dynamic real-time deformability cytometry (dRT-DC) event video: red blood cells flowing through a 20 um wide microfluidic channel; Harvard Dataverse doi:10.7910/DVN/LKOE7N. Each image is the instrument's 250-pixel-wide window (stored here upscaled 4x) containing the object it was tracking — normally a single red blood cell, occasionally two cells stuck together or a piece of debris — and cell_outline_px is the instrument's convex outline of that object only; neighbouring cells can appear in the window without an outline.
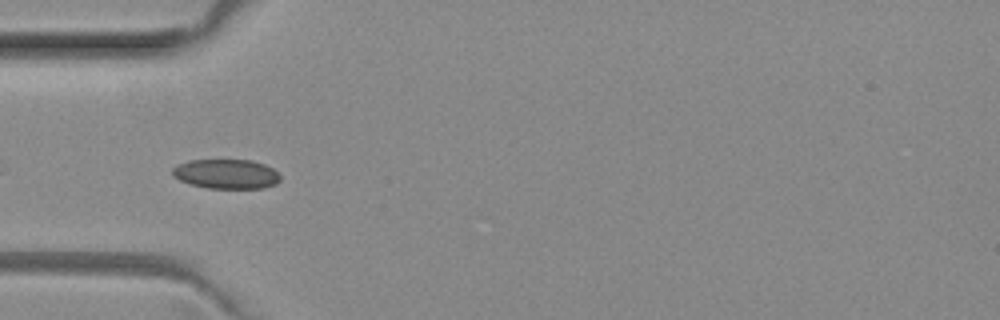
{"species": "common noctule bat (a hibernating species)", "species_latin": "Nyctalus noctula", "temperature_condition": "room temperature", "stored_images_in_passage": 6, "camera_frame_rate_fps": 3000, "um_per_image_px": 0.085, "animal": {"sex": "female", "body_mass_g": 29.2, "forearm_length_mm": 56.3}, "frame": {"image": 1, "passage_image": 4, "time_ms": 1.0, "image_size_px": [1000, 320], "cell_outline_px": [[280, 180], [276, 184], [264, 188], [208, 188], [192, 184], [180, 180], [172, 176], [172, 168], [176, 164], [188, 160], [252, 160], [264, 164], [272, 168], [280, 176]], "centroid_in_image_um": [19.22, 14.78], "position_along_channel_um": 65.8, "area_um2": 18.61}}
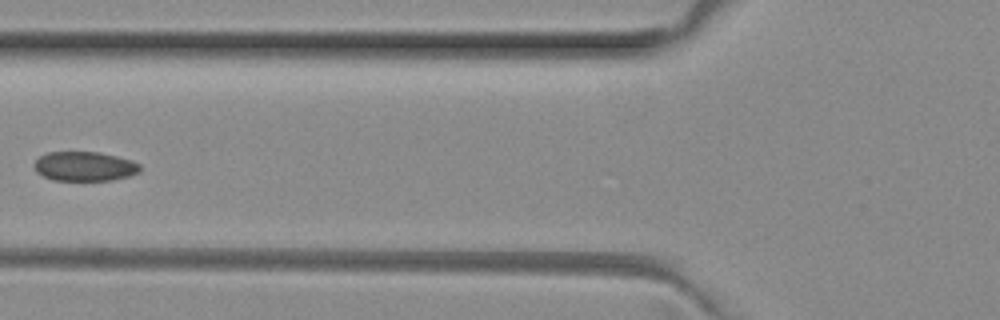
{"frame": {"image": 2, "passage_image": 5, "time_ms": 1.333, "image_size_px": [1000, 320], "cell_outline_px": [[140, 172], [128, 176], [112, 180], [52, 180], [36, 172], [32, 164], [40, 156], [48, 152], [100, 152], [132, 160], [140, 164]], "centroid_in_image_um": [7.18, 14.13], "position_along_channel_um": 118.6, "area_um2": 18.21}}
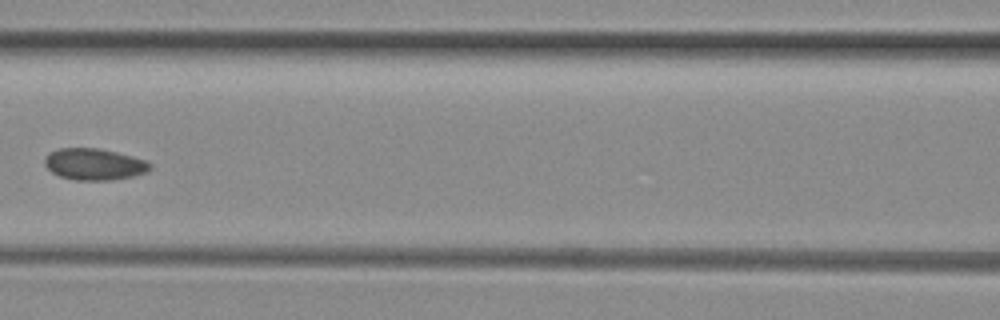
{"frame": {"image": 3, "passage_image": 6, "time_ms": 1.667, "image_size_px": [1000, 320], "cell_outline_px": [[152, 168], [148, 172], [132, 176], [112, 180], [76, 180], [60, 176], [52, 172], [44, 164], [44, 156], [48, 152], [60, 148], [100, 148], [148, 160], [152, 164]], "centroid_in_image_um": [8.03, 13.95], "position_along_channel_um": 158.6, "area_um2": 19.59}}